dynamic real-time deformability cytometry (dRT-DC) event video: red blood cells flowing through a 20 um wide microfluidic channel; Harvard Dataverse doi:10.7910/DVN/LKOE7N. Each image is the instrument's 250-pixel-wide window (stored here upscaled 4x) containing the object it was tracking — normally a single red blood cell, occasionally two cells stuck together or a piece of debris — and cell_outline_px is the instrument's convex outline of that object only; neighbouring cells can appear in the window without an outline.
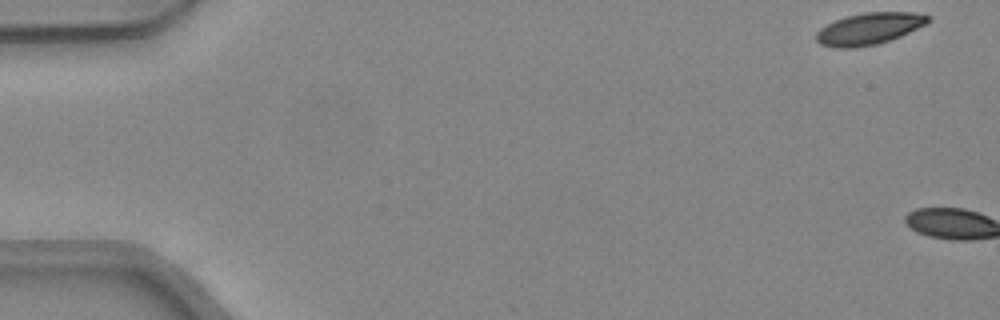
{"species": "common noctule bat (a hibernating species)", "species_latin": "Nyctalus noctula", "temperature_condition": "warm", "stored_images_in_passage": 3, "camera_frame_rate_fps": 3000, "um_per_image_px": 0.085, "animal": {"sex": "female", "body_mass_g": 24.6, "forearm_length_mm": 56.2}, "frame": {"image": 1, "passage_image": 1, "time_ms": 0.0, "image_size_px": [1000, 320], "cell_outline_px": [[932, 16], [924, 24], [900, 36], [876, 44], [852, 48], [832, 48], [820, 44], [816, 40], [816, 32], [820, 28], [836, 20], [848, 16], [864, 12], [912, 12]], "centroid_in_image_um": [73.83, 2.44], "position_along_channel_um": 11.2, "area_um2": 20.4}}